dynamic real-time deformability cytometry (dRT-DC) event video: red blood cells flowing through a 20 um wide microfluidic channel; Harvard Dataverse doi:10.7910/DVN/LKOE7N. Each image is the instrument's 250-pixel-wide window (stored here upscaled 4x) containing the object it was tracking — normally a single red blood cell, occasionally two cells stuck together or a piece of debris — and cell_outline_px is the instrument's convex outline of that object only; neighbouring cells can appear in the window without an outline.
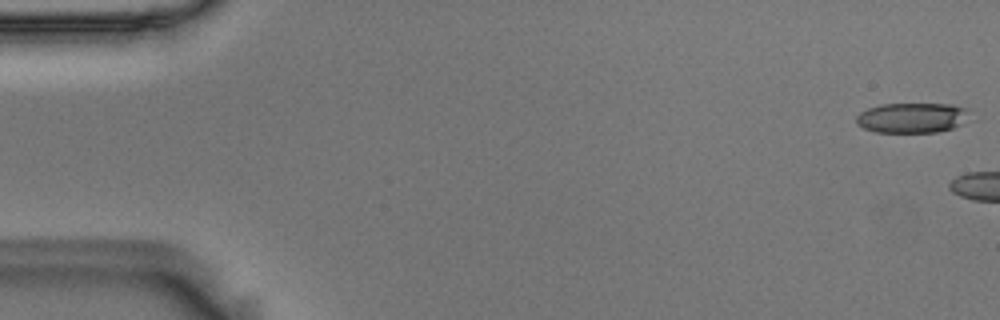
{"species": "Egyptian fruit bat (a non-hibernating species)", "species_latin": "Rousettus aegyptiacus", "temperature_condition": "room temperature", "stored_images_in_passage": 8, "camera_frame_rate_fps": 3000, "um_per_image_px": 0.085, "animal": {"sex": "male"}, "frame": {"image": 1, "passage_image": 1, "time_ms": 0.0, "image_size_px": [1000, 320], "cell_outline_px": [[968, 120], [952, 128], [936, 132], [876, 132], [864, 128], [856, 124], [856, 116], [860, 112], [868, 108], [880, 104], [952, 104], [968, 108]], "centroid_in_image_um": [77.52, 10.0], "position_along_channel_um": 7.5, "area_um2": 19.94}}